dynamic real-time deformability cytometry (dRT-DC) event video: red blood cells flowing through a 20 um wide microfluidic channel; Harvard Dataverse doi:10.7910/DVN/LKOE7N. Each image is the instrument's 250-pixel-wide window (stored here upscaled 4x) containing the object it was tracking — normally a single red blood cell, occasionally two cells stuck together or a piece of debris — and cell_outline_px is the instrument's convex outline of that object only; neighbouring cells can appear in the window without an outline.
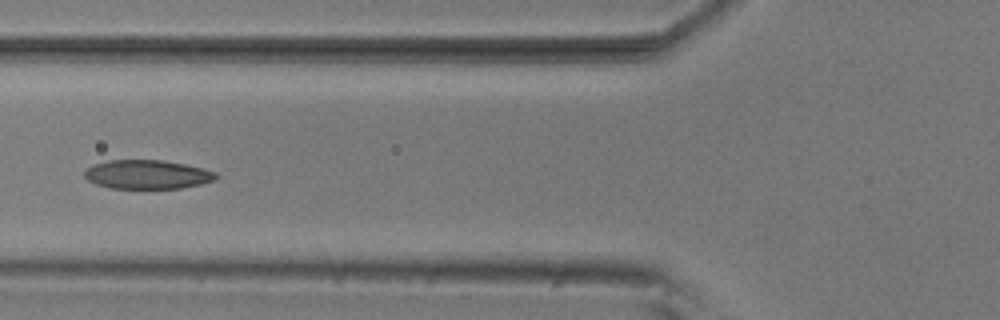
{"species": "common noctule bat (a hibernating species)", "species_latin": "Nyctalus noctula", "temperature_condition": "room temperature", "stored_images_in_passage": 9, "camera_frame_rate_fps": 3000, "um_per_image_px": 0.085, "animal": {"sex": "male", "body_mass_g": 20.5, "forearm_length_mm": 52.5}, "frame": {"image": 1, "passage_image": 6, "time_ms": 1.667, "image_size_px": [1000, 320], "cell_outline_px": [[220, 176], [216, 180], [200, 184], [180, 188], [108, 188], [96, 184], [88, 180], [84, 176], [84, 172], [92, 164], [108, 160], [160, 160], [184, 164], [216, 172]], "centroid_in_image_um": [12.51, 14.83], "position_along_channel_um": 113.3, "area_um2": 22.14}}
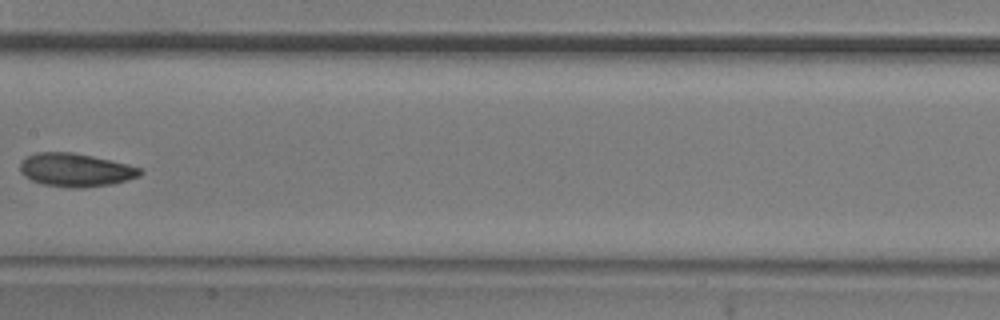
{"frame": {"image": 2, "passage_image": 8, "time_ms": 2.333, "image_size_px": [1000, 320], "cell_outline_px": [[144, 172], [140, 176], [112, 184], [80, 188], [68, 188], [44, 184], [32, 180], [24, 176], [20, 172], [20, 164], [28, 156], [36, 152], [72, 152], [92, 156], [128, 164], [140, 168]], "centroid_in_image_um": [6.44, 14.45], "position_along_channel_um": 201.0, "area_um2": 23.24}}
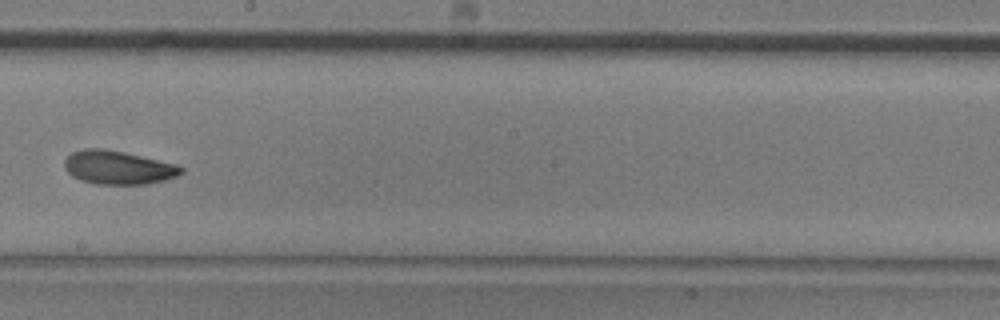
{"frame": {"image": 3, "passage_image": 9, "time_ms": 2.667, "image_size_px": [1000, 320], "cell_outline_px": [[184, 172], [176, 176], [164, 180], [148, 184], [96, 184], [80, 180], [72, 176], [64, 168], [64, 160], [72, 152], [84, 148], [100, 148], [124, 152], [176, 164], [184, 168]], "centroid_in_image_um": [10.03, 14.24], "position_along_channel_um": 238.2, "area_um2": 22.83}}